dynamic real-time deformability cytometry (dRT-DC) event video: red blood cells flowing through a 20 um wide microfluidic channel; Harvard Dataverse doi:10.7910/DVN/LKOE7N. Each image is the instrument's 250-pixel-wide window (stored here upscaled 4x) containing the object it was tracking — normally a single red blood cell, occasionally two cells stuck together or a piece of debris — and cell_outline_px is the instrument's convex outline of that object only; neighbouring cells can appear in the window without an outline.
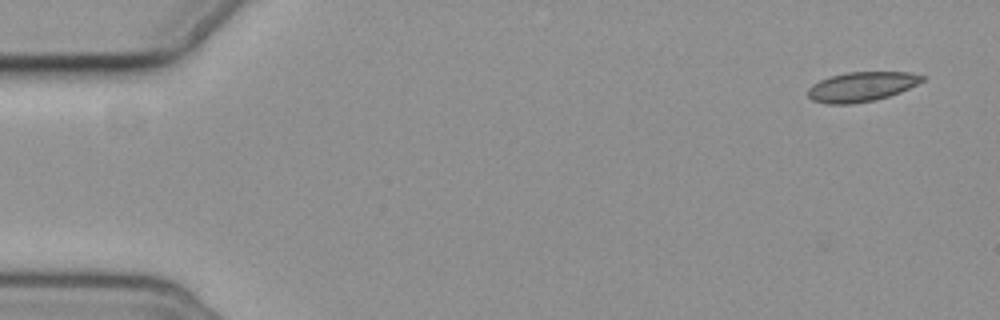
{"species": "common noctule bat (a hibernating species)", "species_latin": "Nyctalus noctula", "temperature_condition": "cold", "stored_images_in_passage": 3, "camera_frame_rate_fps": 3000, "um_per_image_px": 0.085, "animal": {"sex": "female", "body_mass_g": 19.3, "forearm_length_mm": 54.1}, "frame": {"image": 1, "passage_image": 1, "time_ms": 0.0, "image_size_px": [1000, 320], "cell_outline_px": [[928, 76], [924, 80], [900, 92], [876, 100], [852, 104], [828, 104], [812, 100], [808, 96], [808, 88], [812, 84], [820, 80], [832, 76], [848, 72], [912, 72]], "centroid_in_image_um": [73.25, 7.37], "position_along_channel_um": 11.8, "area_um2": 19.77}}